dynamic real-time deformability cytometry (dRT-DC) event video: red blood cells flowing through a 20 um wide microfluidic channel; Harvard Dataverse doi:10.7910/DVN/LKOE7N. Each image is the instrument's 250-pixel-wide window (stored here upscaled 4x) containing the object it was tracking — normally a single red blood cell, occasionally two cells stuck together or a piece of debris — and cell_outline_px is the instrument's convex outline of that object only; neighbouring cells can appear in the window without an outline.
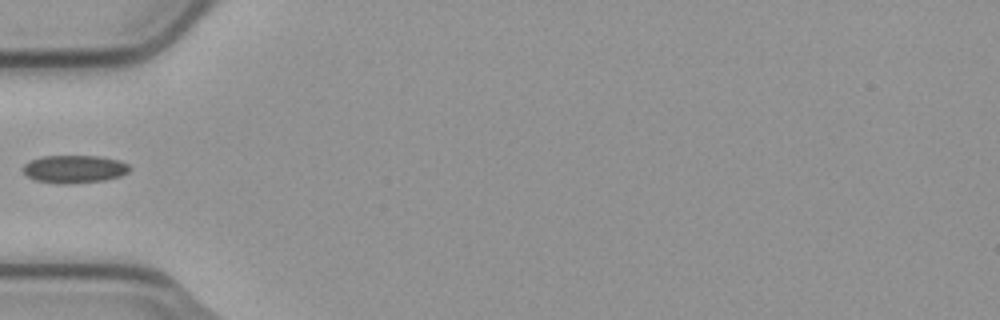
{"species": "common noctule bat (a hibernating species)", "species_latin": "Nyctalus noctula", "temperature_condition": "cold", "stored_images_in_passage": 6, "camera_frame_rate_fps": 3000, "um_per_image_px": 0.085, "animal": {"sex": "male", "body_mass_g": 23.1, "forearm_length_mm": 52.7}, "frame": {"image": 1, "passage_image": 5, "time_ms": 1.333, "image_size_px": [1000, 320], "cell_outline_px": [[132, 168], [128, 172], [120, 176], [104, 180], [68, 184], [56, 184], [32, 180], [24, 172], [24, 164], [28, 160], [44, 156], [96, 156], [120, 160], [128, 164]], "centroid_in_image_um": [6.31, 14.37], "position_along_channel_um": 78.7, "area_um2": 17.46}}
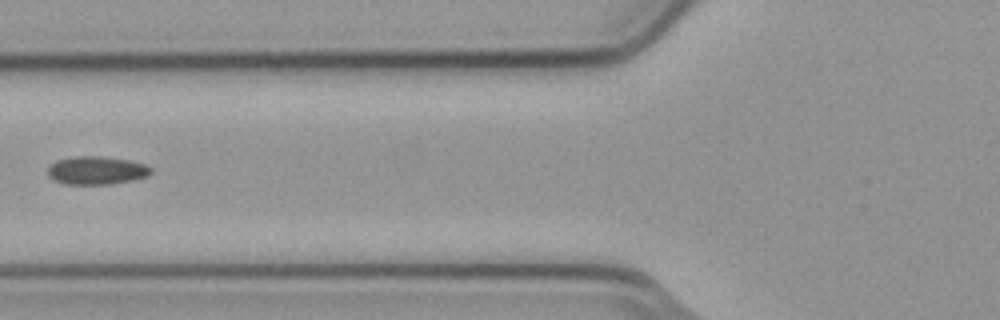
{"frame": {"image": 2, "passage_image": 6, "time_ms": 1.667, "image_size_px": [1000, 320], "cell_outline_px": [[152, 172], [148, 176], [132, 180], [112, 184], [64, 184], [48, 176], [48, 168], [56, 160], [76, 156], [100, 156], [128, 160], [148, 164], [152, 168]], "centroid_in_image_um": [8.24, 14.48], "position_along_channel_um": 117.6, "area_um2": 16.99}}